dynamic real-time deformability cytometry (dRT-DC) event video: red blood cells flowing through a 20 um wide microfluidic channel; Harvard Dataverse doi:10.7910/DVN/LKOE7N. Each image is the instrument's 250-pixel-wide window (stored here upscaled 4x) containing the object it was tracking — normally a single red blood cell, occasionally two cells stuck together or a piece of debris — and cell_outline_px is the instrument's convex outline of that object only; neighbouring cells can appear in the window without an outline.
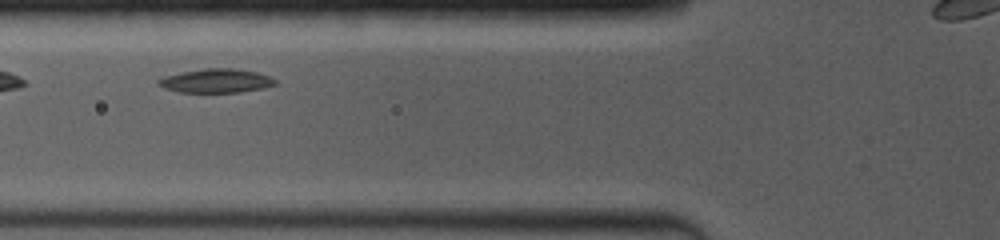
{"species": "common noctule bat (a hibernating species)", "species_latin": "Nyctalus noctula", "temperature_condition": "room temperature", "stored_images_in_passage": 25, "camera_frame_rate_fps": 4000, "um_per_image_px": 0.085, "animal": {"sex": "female", "body_mass_g": 19.0, "forearm_length_mm": 53.3}, "frame": {"image": 1, "passage_image": 5, "time_ms": 1.25, "image_size_px": [1000, 240], "cell_outline_px": [[276, 84], [264, 88], [240, 92], [180, 92], [164, 88], [156, 80], [164, 76], [180, 72], [204, 68], [236, 68], [256, 72], [268, 76], [276, 80]], "centroid_in_image_um": [18.37, 6.86], "position_along_channel_um": 107.4, "area_um2": 16.24}}
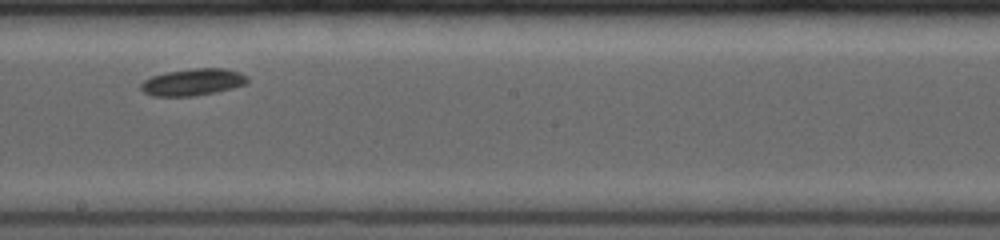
{"frame": {"image": 2, "passage_image": 14, "time_ms": 4.5, "image_size_px": [1000, 240], "cell_outline_px": [[248, 84], [216, 92], [196, 96], [152, 96], [144, 92], [140, 88], [140, 84], [144, 80], [152, 76], [164, 72], [196, 68], [224, 68], [240, 72], [248, 76]], "centroid_in_image_um": [16.41, 6.98], "position_along_channel_um": 231.8, "area_um2": 16.88}}
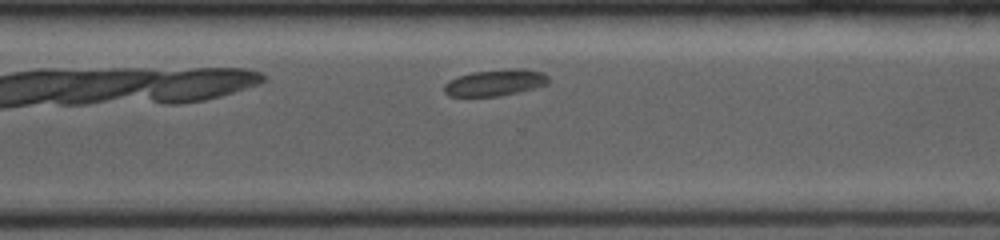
{"frame": {"image": 3, "passage_image": 23, "time_ms": 7.0, "image_size_px": [1000, 240], "cell_outline_px": [[548, 84], [536, 88], [500, 96], [448, 96], [444, 92], [444, 84], [448, 80], [456, 76], [472, 72], [508, 68], [524, 68], [540, 72], [548, 76]], "centroid_in_image_um": [42.07, 7.01], "position_along_channel_um": 328.5, "area_um2": 16.3}}